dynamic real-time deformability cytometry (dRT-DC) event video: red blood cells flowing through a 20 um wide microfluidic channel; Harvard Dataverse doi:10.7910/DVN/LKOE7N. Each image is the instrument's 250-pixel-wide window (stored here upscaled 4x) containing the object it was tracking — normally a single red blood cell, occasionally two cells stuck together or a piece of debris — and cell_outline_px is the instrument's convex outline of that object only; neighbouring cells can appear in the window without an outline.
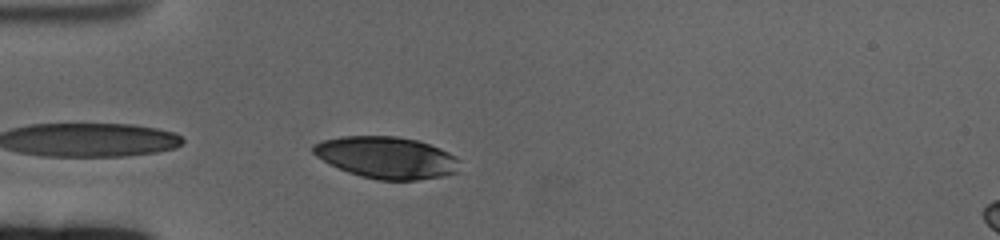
{"species": "human", "species_latin": "Homo sapiens", "temperature_condition": "cold", "stored_images_in_passage": 29, "camera_frame_rate_fps": 3000, "um_per_image_px": 0.085, "donor": {"sex": "female"}, "frame": {"image": 1, "passage_image": 2, "time_ms": 0.333, "image_size_px": [1000, 240], "cell_outline_px": [[460, 172], [444, 176], [416, 180], [376, 180], [360, 176], [348, 172], [316, 156], [312, 152], [312, 144], [320, 140], [344, 136], [396, 136], [416, 140], [440, 148], [456, 156], [460, 160]], "centroid_in_image_um": [32.89, 13.39], "position_along_channel_um": 52.1, "area_um2": 35.89}}
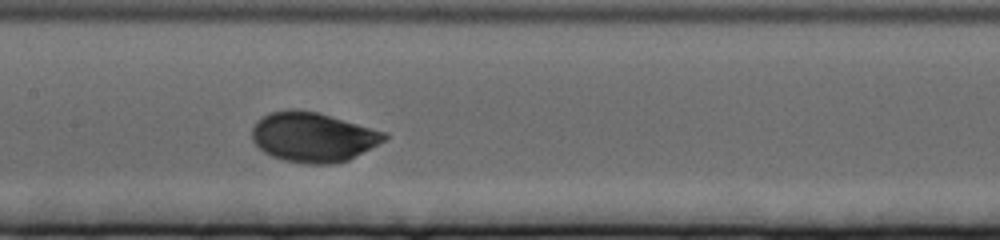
{"frame": {"image": 2, "passage_image": 15, "time_ms": 4.667, "image_size_px": [1000, 240], "cell_outline_px": [[388, 136], [384, 140], [348, 160], [332, 164], [304, 164], [284, 160], [272, 156], [264, 152], [252, 140], [252, 128], [256, 120], [268, 112], [288, 108], [292, 108], [316, 112], [388, 132]], "centroid_in_image_um": [26.57, 11.64], "position_along_channel_um": 180.8, "area_um2": 38.38}}
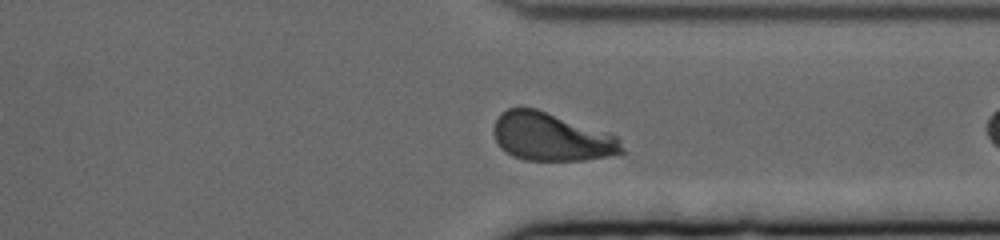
{"frame": {"image": 3, "passage_image": 28, "time_ms": 9.0, "image_size_px": [1000, 240], "cell_outline_px": [[624, 152], [620, 156], [584, 160], [524, 160], [512, 156], [500, 148], [492, 132], [496, 120], [500, 112], [508, 108], [536, 108], [616, 136], [620, 140], [624, 148]], "centroid_in_image_um": [46.87, 11.66], "position_along_channel_um": 364.5, "area_um2": 36.01}}